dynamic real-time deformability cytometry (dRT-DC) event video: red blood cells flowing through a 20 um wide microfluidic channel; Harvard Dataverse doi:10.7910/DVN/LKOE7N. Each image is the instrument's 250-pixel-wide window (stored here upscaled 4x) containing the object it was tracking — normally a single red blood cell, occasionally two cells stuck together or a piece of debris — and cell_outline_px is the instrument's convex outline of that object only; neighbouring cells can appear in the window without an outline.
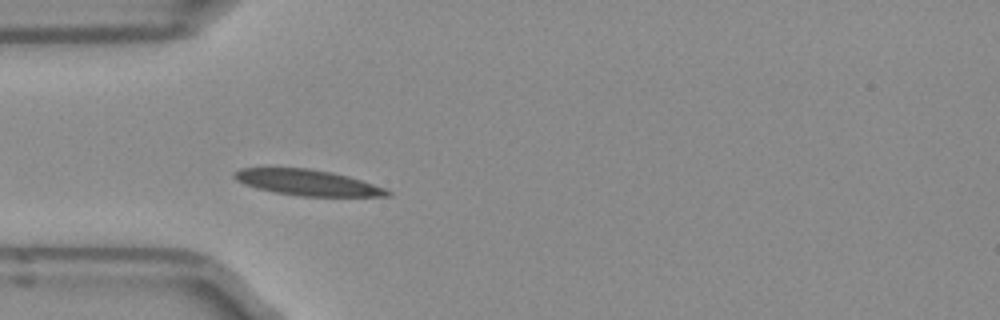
{"species": "Egyptian fruit bat (a non-hibernating species)", "species_latin": "Rousettus aegyptiacus", "temperature_condition": "room temperature", "stored_images_in_passage": 37, "camera_frame_rate_fps": 3000, "um_per_image_px": 0.085, "frame": {"image": 1, "passage_image": 1, "time_ms": 0.0, "image_size_px": [1000, 320], "cell_outline_px": [[392, 196], [300, 196], [276, 192], [256, 188], [244, 184], [236, 180], [232, 176], [232, 172], [240, 168], [308, 168], [332, 172], [348, 176], [388, 188], [392, 192]], "centroid_in_image_um": [26.15, 15.51], "position_along_channel_um": 58.8, "area_um2": 23.12}}
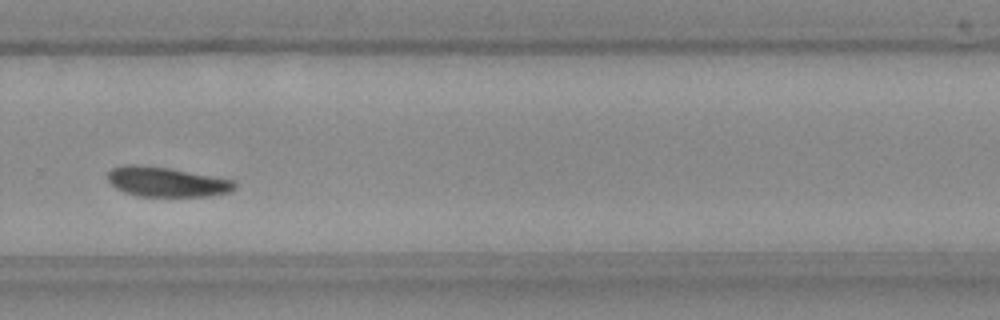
{"frame": {"image": 2, "passage_image": 21, "time_ms": 6.667, "image_size_px": [1000, 320], "cell_outline_px": [[236, 188], [228, 192], [212, 196], [140, 196], [124, 192], [116, 188], [108, 180], [108, 172], [112, 168], [124, 164], [136, 164], [168, 168], [232, 180], [236, 184]], "centroid_in_image_um": [14.13, 15.46], "position_along_channel_um": 315.7, "area_um2": 21.79}}
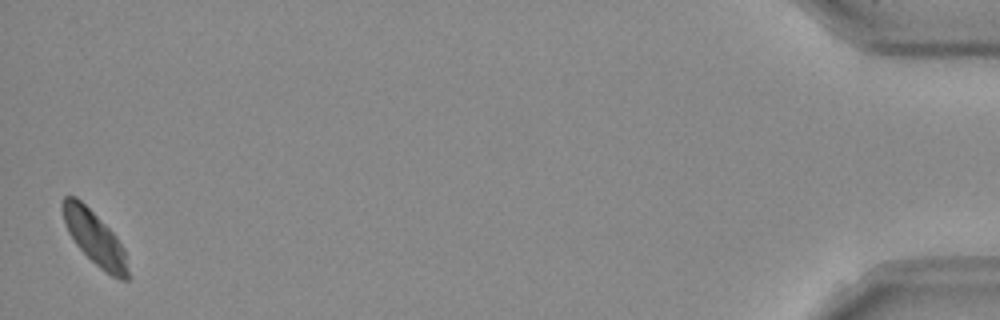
{"frame": {"image": 3, "passage_image": 37, "time_ms": 12.0, "image_size_px": [1000, 320], "cell_outline_px": [[128, 280], [120, 280], [104, 272], [76, 244], [68, 232], [60, 208], [60, 204], [64, 196], [76, 196], [116, 236], [124, 248], [128, 272]], "centroid_in_image_um": [8.02, 20.22], "position_along_channel_um": 427.2, "area_um2": 20.06}, "authors_computed_cell_mechanics": {"area_um2": 22.1952, "velocity_mm_per_s": 3.8868, "shape_relaxation_time_tau1_ms": 3.6069, "shape_relaxation_time_tau2_ms": 1.9736, "deformation_change_tau1": 0.1065, "deformation_change_tau2": 0.0568}}